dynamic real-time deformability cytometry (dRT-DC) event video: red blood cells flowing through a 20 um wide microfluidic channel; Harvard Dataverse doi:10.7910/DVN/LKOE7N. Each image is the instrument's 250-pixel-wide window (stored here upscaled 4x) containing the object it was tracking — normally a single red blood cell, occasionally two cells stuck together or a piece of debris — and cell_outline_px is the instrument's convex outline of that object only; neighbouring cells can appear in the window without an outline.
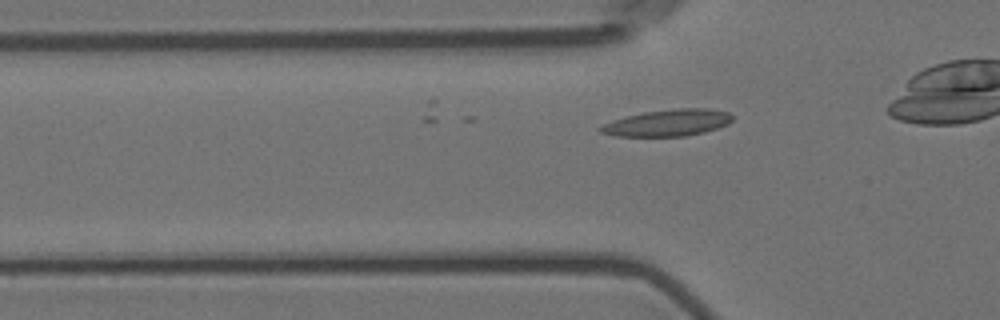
{"species": "Egyptian fruit bat (a non-hibernating species)", "species_latin": "Rousettus aegyptiacus", "temperature_condition": "room temperature", "stored_images_in_passage": 19, "camera_frame_rate_fps": 3000, "um_per_image_px": 0.085, "animal": {"sex": "female"}, "frame": {"image": 1, "passage_image": 2, "time_ms": 0.333, "image_size_px": [1000, 320], "cell_outline_px": [[732, 120], [728, 124], [704, 132], [684, 136], [616, 136], [600, 132], [596, 128], [612, 120], [644, 112], [676, 108], [708, 108], [728, 112], [732, 116]], "centroid_in_image_um": [56.75, 10.43], "position_along_channel_um": 69.1, "area_um2": 20.4}}
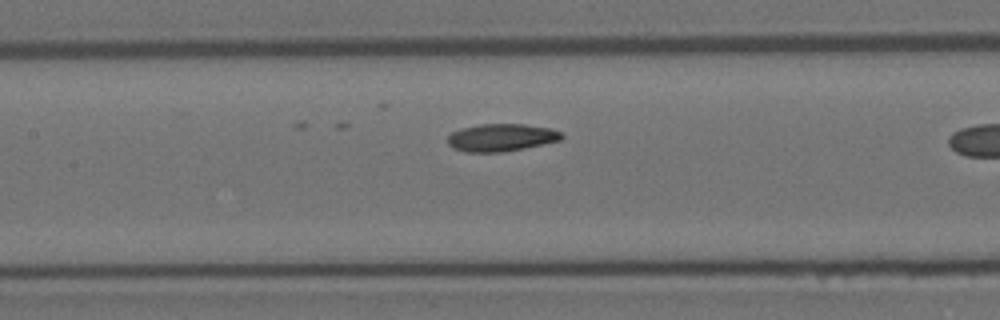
{"frame": {"image": 2, "passage_image": 10, "time_ms": 3.0, "image_size_px": [1000, 320], "cell_outline_px": [[564, 136], [560, 140], [524, 148], [500, 152], [468, 152], [452, 148], [448, 144], [448, 136], [452, 132], [460, 128], [480, 124], [524, 124], [548, 128], [560, 132]], "centroid_in_image_um": [42.57, 11.69], "position_along_channel_um": 164.8, "area_um2": 18.15}}
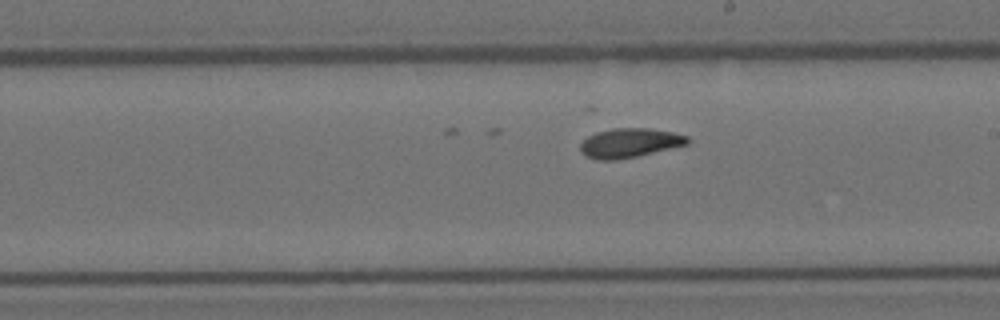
{"frame": {"image": 3, "passage_image": 16, "time_ms": 5.0, "image_size_px": [1000, 320], "cell_outline_px": [[692, 140], [688, 144], [636, 156], [616, 160], [596, 160], [580, 152], [580, 144], [588, 136], [596, 132], [612, 128], [648, 128], [672, 132], [688, 136]], "centroid_in_image_um": [53.52, 12.14], "position_along_channel_um": 235.5, "area_um2": 18.26}}